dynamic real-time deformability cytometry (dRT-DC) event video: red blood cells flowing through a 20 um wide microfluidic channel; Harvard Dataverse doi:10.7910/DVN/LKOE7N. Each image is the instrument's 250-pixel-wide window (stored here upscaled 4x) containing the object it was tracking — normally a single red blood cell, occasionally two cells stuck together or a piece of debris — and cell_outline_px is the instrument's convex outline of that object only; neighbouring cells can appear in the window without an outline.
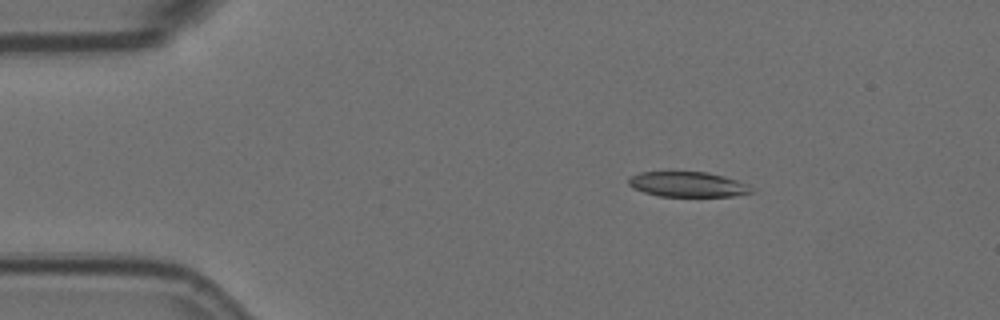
{"species": "Egyptian fruit bat (a non-hibernating species)", "species_latin": "Rousettus aegyptiacus", "temperature_condition": "room temperature", "stored_images_in_passage": 5, "camera_frame_rate_fps": 3000, "um_per_image_px": 0.085, "animal": {"sex": "female"}, "frame": {"image": 1, "passage_image": 3, "time_ms": 0.667, "image_size_px": [1000, 320], "cell_outline_px": [[752, 192], [732, 196], [660, 196], [644, 192], [632, 188], [628, 184], [628, 180], [632, 176], [640, 172], [704, 172], [724, 176], [748, 184]], "centroid_in_image_um": [58.42, 15.67], "position_along_channel_um": 26.6, "area_um2": 17.74}}